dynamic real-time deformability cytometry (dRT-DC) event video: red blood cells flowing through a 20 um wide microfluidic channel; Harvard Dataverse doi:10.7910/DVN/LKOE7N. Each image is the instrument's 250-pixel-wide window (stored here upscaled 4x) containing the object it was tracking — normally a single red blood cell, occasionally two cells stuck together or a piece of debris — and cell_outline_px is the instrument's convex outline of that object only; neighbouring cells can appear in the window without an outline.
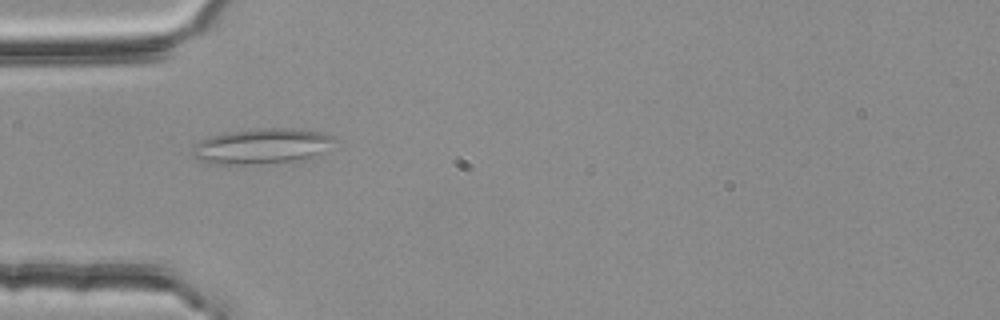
{"species": "common noctule bat (a hibernating species)", "species_latin": "Nyctalus noctula", "temperature_condition": "room temperature", "stored_images_in_passage": 32, "camera_frame_rate_fps": 3000, "um_per_image_px": 0.085, "animal": {"sex": "female", "body_mass_g": 25.1}, "frame": {"image": 1, "passage_image": 1, "time_ms": 0.0, "image_size_px": [1000, 320], "cell_outline_px": [[332, 140], [320, 156], [308, 160], [260, 164], [216, 164], [196, 160], [192, 156], [192, 148], [200, 140], [208, 136], [224, 132], [260, 128], [296, 128], [320, 132], [332, 136]], "centroid_in_image_um": [22.21, 12.44], "position_along_channel_um": 62.8, "area_um2": 29.77}}
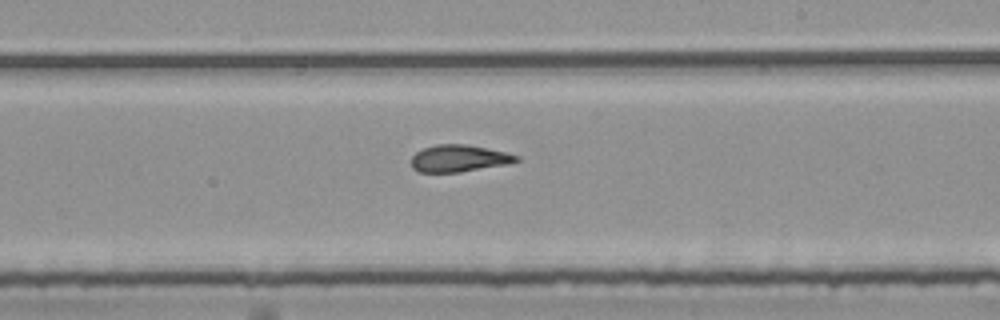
{"frame": {"image": 2, "passage_image": 16, "time_ms": 5.0, "image_size_px": [1000, 320], "cell_outline_px": [[520, 160], [508, 164], [460, 172], [420, 172], [412, 168], [412, 156], [416, 152], [424, 148], [436, 144], [468, 144], [504, 152], [520, 156]], "centroid_in_image_um": [39.02, 13.46], "position_along_channel_um": 250.0, "area_um2": 16.47}}
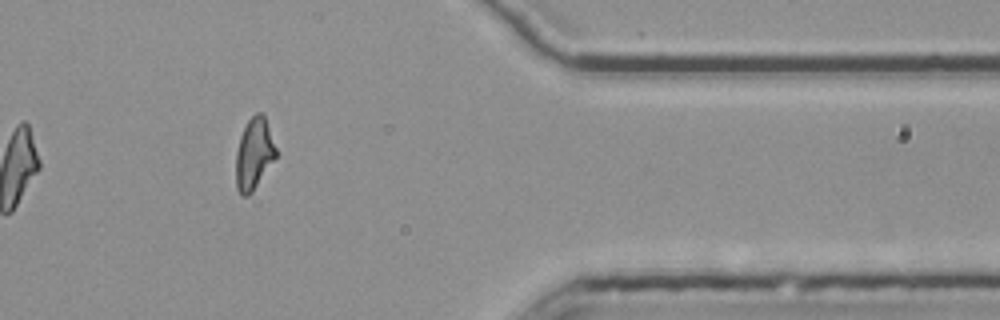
{"frame": {"image": 3, "passage_image": 29, "time_ms": 9.333, "image_size_px": [1000, 320], "cell_outline_px": [[276, 156], [252, 192], [248, 196], [240, 196], [236, 188], [236, 152], [240, 136], [248, 120], [256, 112], [264, 112], [276, 148]], "centroid_in_image_um": [21.58, 13.06], "position_along_channel_um": 389.8, "area_um2": 16.65}, "authors_computed_cell_mechanics": {"area_um2": 17.34, "velocity_mm_per_s": 3.7711, "shape_relaxation_time_tau1_ms": null, "shape_relaxation_time_tau2_ms": 2.1743, "deformation_change_tau1": null, "deformation_change_tau2": 0.1169}}